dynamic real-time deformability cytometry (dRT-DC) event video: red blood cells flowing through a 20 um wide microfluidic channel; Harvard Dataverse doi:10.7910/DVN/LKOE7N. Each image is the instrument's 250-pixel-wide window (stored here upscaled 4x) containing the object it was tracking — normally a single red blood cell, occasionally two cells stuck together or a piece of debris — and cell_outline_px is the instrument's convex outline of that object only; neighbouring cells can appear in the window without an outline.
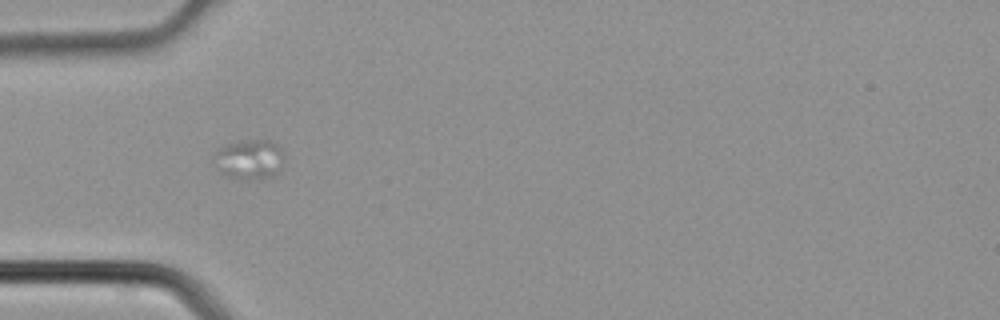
{"species": "common noctule bat (a hibernating species)", "species_latin": "Nyctalus noctula", "temperature_condition": "cold", "stored_images_in_passage": 3, "camera_frame_rate_fps": 3000, "um_per_image_px": 0.085, "animal": {"sex": "male", "body_mass_g": 21.5, "forearm_length_mm": 52.0}, "frame": {"image": 1, "passage_image": 3, "time_ms": 0.667, "image_size_px": [1000, 320], "cell_outline_px": [[284, 168], [272, 176], [228, 176], [220, 168], [216, 152], [224, 144], [240, 140], [268, 140], [276, 144], [280, 148], [284, 156]], "centroid_in_image_um": [21.31, 13.46], "position_along_channel_um": 63.7, "area_um2": 15.32}}